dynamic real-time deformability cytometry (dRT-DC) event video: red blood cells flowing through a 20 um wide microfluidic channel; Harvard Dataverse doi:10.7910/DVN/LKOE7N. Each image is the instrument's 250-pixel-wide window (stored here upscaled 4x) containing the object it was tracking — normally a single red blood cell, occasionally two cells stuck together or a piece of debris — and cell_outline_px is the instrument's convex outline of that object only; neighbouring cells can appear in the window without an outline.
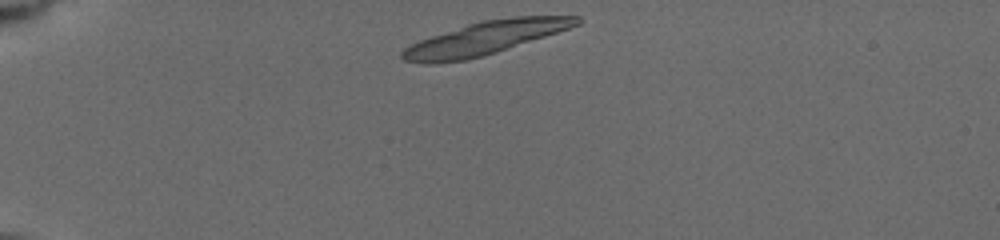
{"species": "common noctule bat (a hibernating species)", "species_latin": "Nyctalus noctula", "temperature_condition": "cold", "stored_images_in_passage": 2, "camera_frame_rate_fps": 3000, "um_per_image_px": 0.085, "animal": {"sex": "female", "body_mass_g": 19.5, "forearm_length_mm": 54.1}, "frame": {"image": 1, "passage_image": 1, "time_ms": 0.0, "image_size_px": [1000, 240], "cell_outline_px": [[584, 20], [580, 24], [496, 52], [464, 60], [428, 64], [424, 64], [404, 60], [400, 56], [400, 52], [404, 48], [420, 40], [480, 20], [512, 16], [580, 16]], "centroid_in_image_um": [41.22, 3.22], "position_along_channel_um": 43.8, "area_um2": 33.18}}